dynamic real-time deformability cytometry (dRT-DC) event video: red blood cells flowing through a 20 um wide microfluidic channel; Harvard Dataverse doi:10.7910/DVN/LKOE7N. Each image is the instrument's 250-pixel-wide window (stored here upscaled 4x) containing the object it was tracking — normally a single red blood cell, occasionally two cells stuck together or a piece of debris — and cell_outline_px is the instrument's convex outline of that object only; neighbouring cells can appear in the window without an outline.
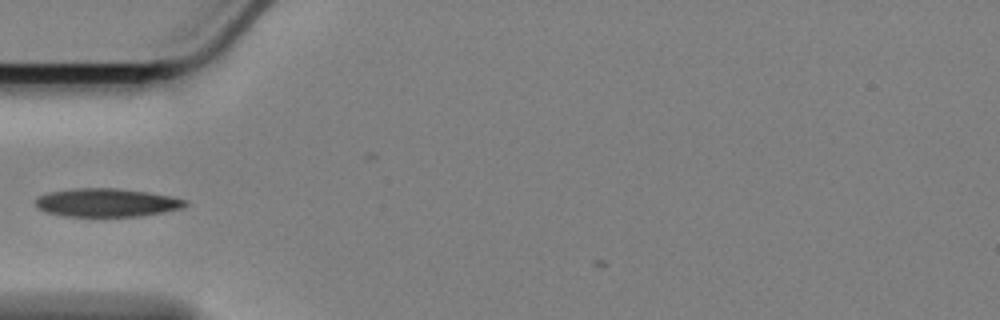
{"species": "Egyptian fruit bat (a non-hibernating species)", "species_latin": "Rousettus aegyptiacus", "temperature_condition": "cold", "stored_images_in_passage": 11, "camera_frame_rate_fps": 3000, "um_per_image_px": 0.085, "animal": {"sex": "female"}, "frame": {"image": 1, "passage_image": 1, "time_ms": 0.0, "image_size_px": [1000, 320], "cell_outline_px": [[188, 204], [184, 208], [164, 212], [140, 216], [64, 216], [44, 212], [36, 208], [32, 204], [32, 200], [36, 196], [48, 192], [72, 188], [116, 188], [148, 192], [172, 196], [188, 200]], "centroid_in_image_um": [9.01, 17.22], "position_along_channel_um": 76.0, "area_um2": 25.32}}
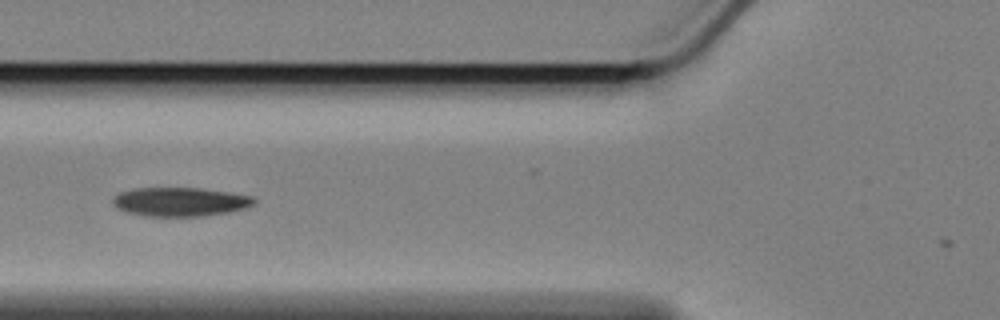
{"frame": {"image": 2, "passage_image": 4, "time_ms": 1.0, "image_size_px": [1000, 320], "cell_outline_px": [[256, 204], [244, 208], [228, 212], [204, 216], [144, 216], [124, 212], [116, 208], [112, 204], [112, 200], [120, 192], [132, 188], [200, 188], [228, 192], [252, 196], [256, 200]], "centroid_in_image_um": [15.28, 17.16], "position_along_channel_um": 110.5, "area_um2": 23.93}}
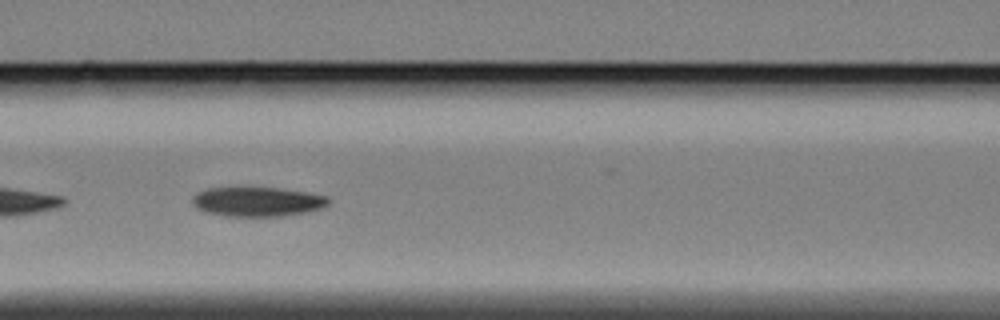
{"frame": {"image": 3, "passage_image": 7, "time_ms": 2.0, "image_size_px": [1000, 320], "cell_outline_px": [[332, 200], [328, 204], [320, 208], [308, 212], [280, 216], [224, 216], [204, 212], [196, 208], [192, 204], [192, 196], [196, 192], [208, 188], [280, 188], [328, 196]], "centroid_in_image_um": [21.85, 17.15], "position_along_channel_um": 144.8, "area_um2": 23.47}}